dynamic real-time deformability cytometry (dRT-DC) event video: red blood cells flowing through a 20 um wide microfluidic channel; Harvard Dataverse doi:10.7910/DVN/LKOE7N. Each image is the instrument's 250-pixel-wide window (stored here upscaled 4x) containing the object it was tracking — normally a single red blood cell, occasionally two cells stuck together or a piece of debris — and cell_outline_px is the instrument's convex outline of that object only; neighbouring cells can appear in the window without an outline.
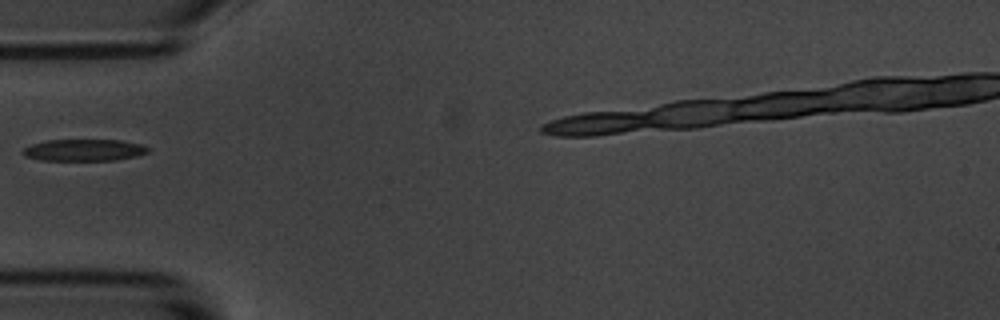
{"species": "common noctule bat (a hibernating species)", "species_latin": "Nyctalus noctula", "temperature_condition": "room temperature", "stored_images_in_passage": 2, "camera_frame_rate_fps": 3000, "um_per_image_px": 0.085, "animal": {"sex": "male", "body_mass_g": 20.1, "forearm_length_mm": 53.5}, "frame": {"image": 1, "passage_image": 1, "time_ms": 0.0, "image_size_px": [1000, 320], "cell_outline_px": [[148, 152], [136, 156], [116, 160], [40, 160], [24, 156], [20, 152], [24, 148], [32, 144], [48, 140], [120, 140], [140, 144], [148, 148]], "centroid_in_image_um": [7.1, 12.76], "position_along_channel_um": 77.9, "area_um2": 15.78}}